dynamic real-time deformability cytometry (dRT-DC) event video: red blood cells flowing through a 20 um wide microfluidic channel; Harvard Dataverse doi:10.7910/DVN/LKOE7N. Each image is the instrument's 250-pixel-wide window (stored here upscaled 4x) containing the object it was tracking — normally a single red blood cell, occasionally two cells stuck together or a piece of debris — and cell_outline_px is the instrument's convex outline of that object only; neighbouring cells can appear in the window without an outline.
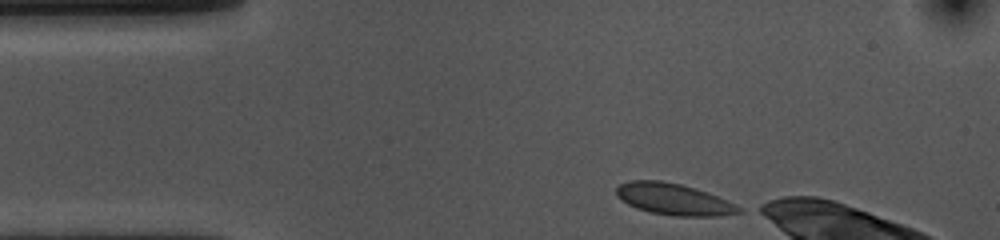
{"species": "common noctule bat (a hibernating species)", "species_latin": "Nyctalus noctula", "temperature_condition": "cold", "stored_images_in_passage": 7, "camera_frame_rate_fps": 3000, "um_per_image_px": 0.085, "animal": {"sex": "female", "body_mass_g": 10.0, "forearm_length_mm": 53.1}, "frame": {"image": 1, "passage_image": 1, "time_ms": 0.0, "image_size_px": [1000, 240], "cell_outline_px": [[744, 212], [720, 216], [676, 216], [652, 212], [636, 208], [628, 204], [616, 196], [616, 188], [620, 184], [628, 180], [660, 180], [680, 184], [716, 196], [740, 208]], "centroid_in_image_um": [57.2, 16.93], "position_along_channel_um": 27.8, "area_um2": 22.08}}